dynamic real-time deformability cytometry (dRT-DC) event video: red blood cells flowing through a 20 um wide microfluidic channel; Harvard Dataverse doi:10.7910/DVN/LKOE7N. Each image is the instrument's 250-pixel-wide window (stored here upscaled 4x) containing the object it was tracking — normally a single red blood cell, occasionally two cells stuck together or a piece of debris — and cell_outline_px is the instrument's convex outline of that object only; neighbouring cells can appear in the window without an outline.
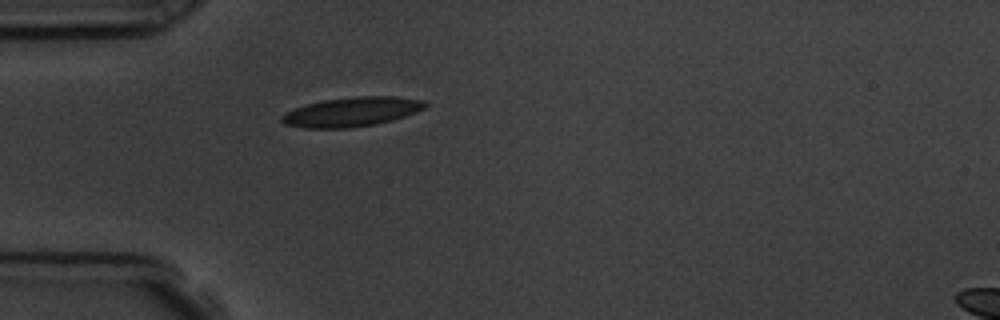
{"species": "common noctule bat (a hibernating species)", "species_latin": "Nyctalus noctula", "temperature_condition": "room temperature", "stored_images_in_passage": 1, "camera_frame_rate_fps": 3000, "um_per_image_px": 0.085, "animal": {"sex": "male", "body_mass_g": 19.5, "forearm_length_mm": 54.6}, "frame": {"image": 1, "passage_image": 1, "time_ms": 0.0, "image_size_px": [1000, 320], "cell_outline_px": [[428, 104], [424, 108], [416, 112], [392, 120], [376, 124], [348, 128], [304, 128], [284, 124], [280, 120], [280, 116], [296, 108], [308, 104], [324, 100], [356, 96], [396, 96], [424, 100]], "centroid_in_image_um": [29.92, 9.51], "position_along_channel_um": 55.1, "area_um2": 24.45}}